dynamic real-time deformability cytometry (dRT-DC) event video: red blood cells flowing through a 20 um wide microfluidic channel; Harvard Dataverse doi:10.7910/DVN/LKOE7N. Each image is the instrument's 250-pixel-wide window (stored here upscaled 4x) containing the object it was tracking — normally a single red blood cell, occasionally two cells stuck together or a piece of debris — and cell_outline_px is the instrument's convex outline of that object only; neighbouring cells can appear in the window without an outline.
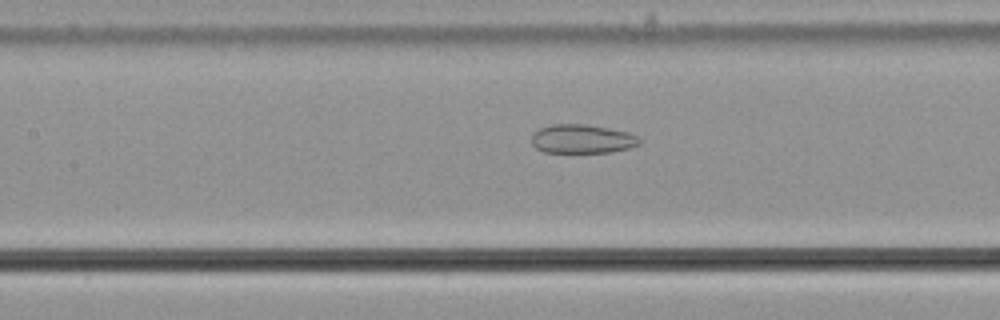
{"species": "common noctule bat (a hibernating species)", "species_latin": "Nyctalus noctula", "temperature_condition": "cold", "stored_images_in_passage": 35, "camera_frame_rate_fps": 3000, "um_per_image_px": 0.085, "animal": {"sex": "male", "body_mass_g": 21.5, "forearm_length_mm": 52.0}, "frame": {"image": 1, "passage_image": 12, "time_ms": 3.667, "image_size_px": [1000, 320], "cell_outline_px": [[644, 140], [640, 144], [628, 148], [612, 152], [544, 152], [536, 148], [532, 144], [532, 136], [540, 128], [552, 124], [584, 124], [608, 128], [628, 132]], "centroid_in_image_um": [49.51, 11.81], "position_along_channel_um": 157.9, "area_um2": 18.09}}
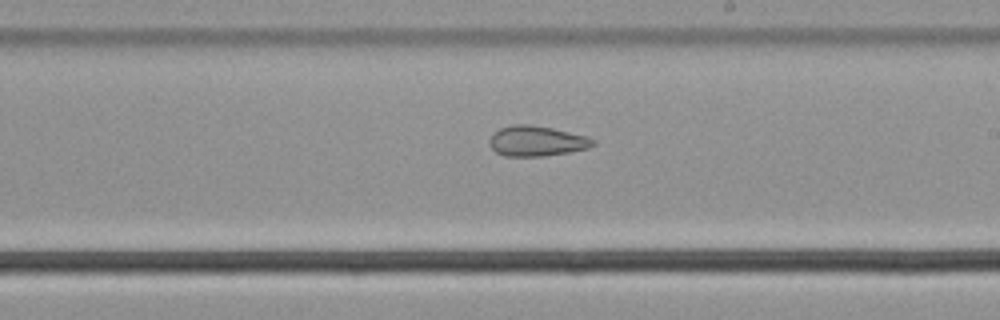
{"frame": {"image": 2, "passage_image": 19, "time_ms": 6.0, "image_size_px": [1000, 320], "cell_outline_px": [[596, 144], [588, 148], [568, 152], [544, 156], [504, 156], [496, 152], [492, 148], [488, 140], [500, 128], [512, 124], [532, 124], [552, 128], [588, 136], [596, 140]], "centroid_in_image_um": [45.64, 11.98], "position_along_channel_um": 243.4, "area_um2": 18.32}}
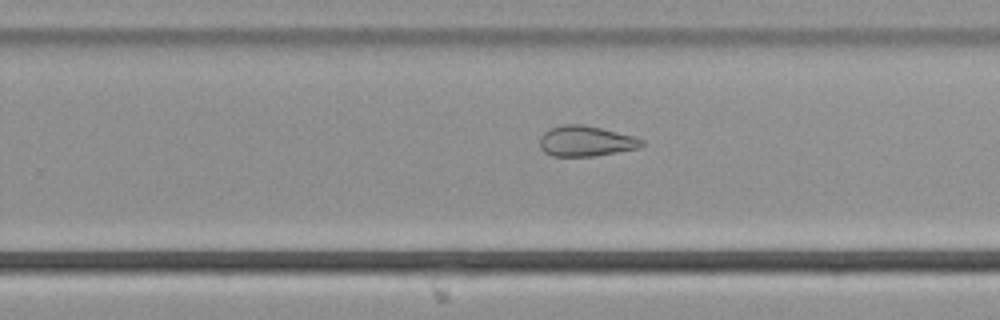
{"frame": {"image": 3, "passage_image": 22, "time_ms": 7.0, "image_size_px": [1000, 320], "cell_outline_px": [[644, 144], [640, 148], [592, 156], [552, 156], [544, 152], [540, 148], [540, 136], [544, 132], [552, 128], [564, 124], [584, 124], [636, 136], [644, 140]], "centroid_in_image_um": [49.82, 11.99], "position_along_channel_um": 280.0, "area_um2": 18.21}}